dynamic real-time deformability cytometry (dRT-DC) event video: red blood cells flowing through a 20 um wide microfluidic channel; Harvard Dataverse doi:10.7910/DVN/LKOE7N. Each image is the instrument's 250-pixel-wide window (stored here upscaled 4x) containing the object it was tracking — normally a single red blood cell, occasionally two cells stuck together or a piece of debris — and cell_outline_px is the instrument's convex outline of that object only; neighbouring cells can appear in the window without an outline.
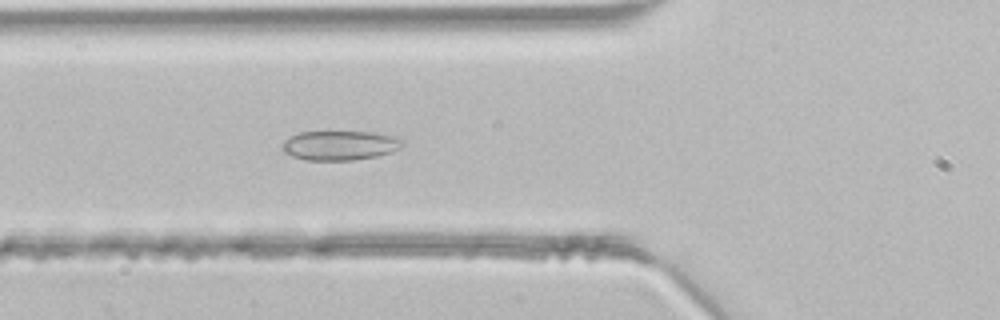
{"species": "common noctule bat (a hibernating species)", "species_latin": "Nyctalus noctula", "temperature_condition": "room temperature", "stored_images_in_passage": 37, "camera_frame_rate_fps": 3000, "um_per_image_px": 0.085, "animal": {"sex": "male", "body_mass_g": 21.5, "forearm_length_mm": 52.0}, "frame": {"image": 1, "passage_image": 8, "time_ms": 2.333, "image_size_px": [1000, 320], "cell_outline_px": [[404, 144], [400, 148], [392, 152], [376, 156], [352, 160], [308, 160], [292, 156], [284, 152], [284, 140], [300, 132], [372, 132], [396, 136], [404, 140]], "centroid_in_image_um": [28.95, 12.36], "position_along_channel_um": 96.8, "area_um2": 20.52}}
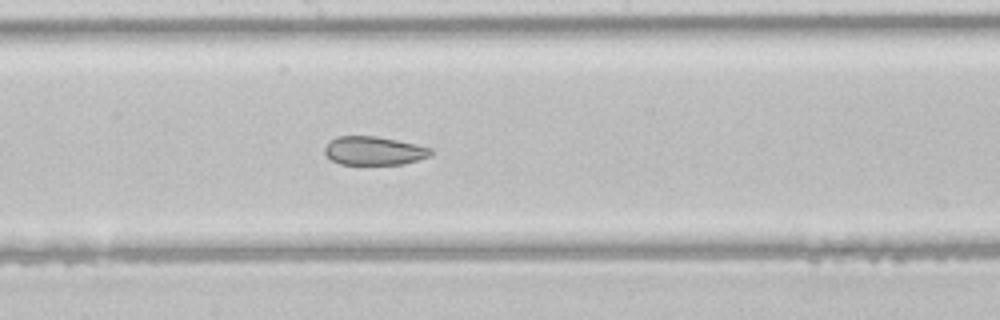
{"frame": {"image": 2, "passage_image": 16, "time_ms": 5.0, "image_size_px": [1000, 320], "cell_outline_px": [[432, 156], [404, 164], [340, 164], [332, 160], [324, 152], [324, 148], [328, 140], [336, 136], [376, 136], [416, 144], [432, 148]], "centroid_in_image_um": [31.78, 12.81], "position_along_channel_um": 216.4, "area_um2": 17.8}}
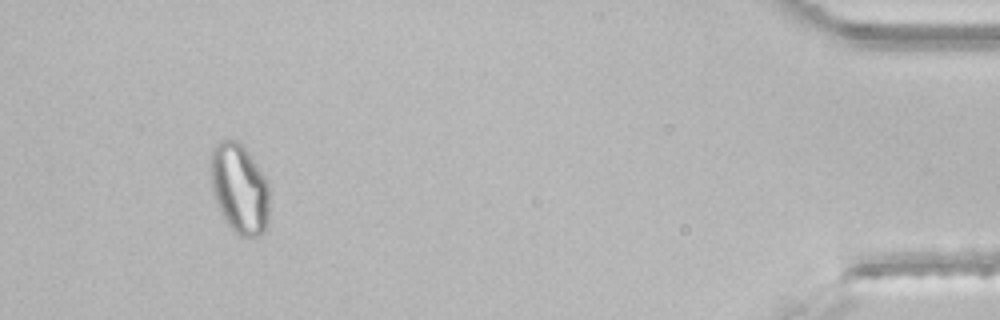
{"frame": {"image": 3, "passage_image": 34, "time_ms": 11.0, "image_size_px": [1000, 320], "cell_outline_px": [[268, 220], [264, 232], [260, 236], [240, 236], [224, 220], [220, 212], [212, 192], [212, 148], [220, 140], [240, 140], [264, 176], [268, 184]], "centroid_in_image_um": [20.36, 16.03], "position_along_channel_um": 414.8, "area_um2": 30.52}}